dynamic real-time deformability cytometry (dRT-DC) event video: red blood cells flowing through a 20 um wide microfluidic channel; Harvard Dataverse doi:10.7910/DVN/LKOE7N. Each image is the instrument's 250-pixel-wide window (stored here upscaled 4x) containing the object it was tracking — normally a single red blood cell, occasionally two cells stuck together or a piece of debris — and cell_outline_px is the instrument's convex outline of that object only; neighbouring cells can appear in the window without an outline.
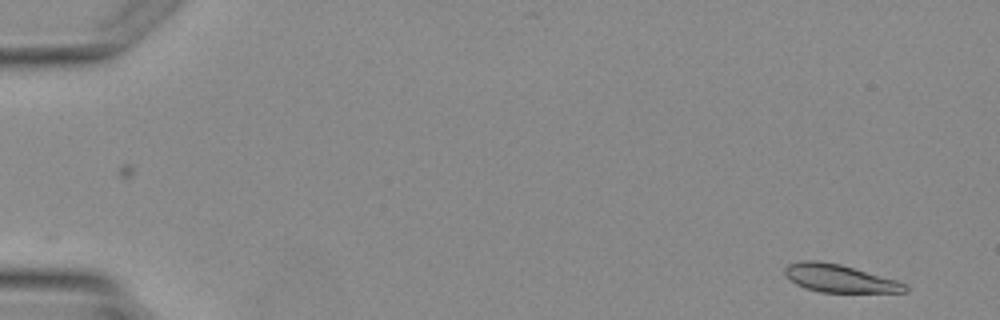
{"species": "Egyptian fruit bat (a non-hibernating species)", "species_latin": "Rousettus aegyptiacus", "temperature_condition": "warm", "stored_images_in_passage": 3, "camera_frame_rate_fps": 3000, "um_per_image_px": 0.085, "animal": {"sex": "female"}, "frame": {"image": 1, "passage_image": 1, "time_ms": 0.0, "image_size_px": [1000, 320], "cell_outline_px": [[908, 292], [820, 292], [804, 288], [796, 284], [784, 272], [784, 268], [788, 264], [804, 260], [820, 260], [840, 264], [896, 280], [908, 284]], "centroid_in_image_um": [71.37, 23.66], "position_along_channel_um": 13.6, "area_um2": 19.42}}